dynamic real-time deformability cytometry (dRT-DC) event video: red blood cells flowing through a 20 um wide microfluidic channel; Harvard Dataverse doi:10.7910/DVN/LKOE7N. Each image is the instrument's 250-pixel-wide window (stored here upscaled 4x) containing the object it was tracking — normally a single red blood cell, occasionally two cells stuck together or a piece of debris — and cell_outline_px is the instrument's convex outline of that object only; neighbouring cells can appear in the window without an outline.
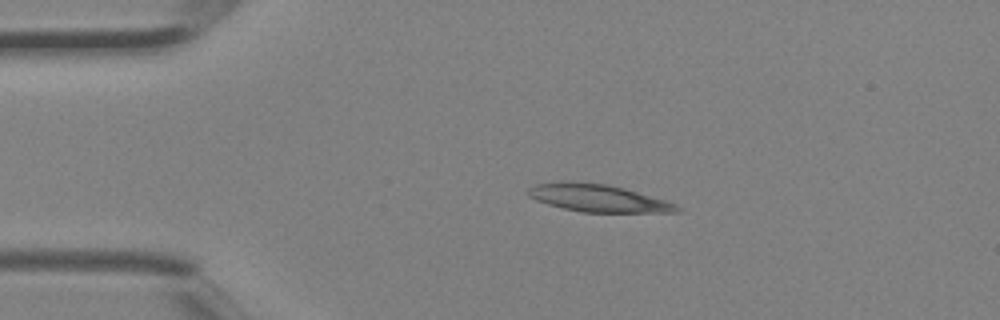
{"species": "Egyptian fruit bat (a non-hibernating species)", "species_latin": "Rousettus aegyptiacus", "temperature_condition": "room temperature", "stored_images_in_passage": 2, "camera_frame_rate_fps": 3000, "um_per_image_px": 0.085, "animal": {"sex": "female"}, "frame": {"image": 1, "passage_image": 1, "time_ms": 0.0, "image_size_px": [1000, 320], "cell_outline_px": [[680, 212], [580, 212], [548, 204], [536, 200], [528, 196], [528, 188], [536, 184], [560, 180], [572, 180], [608, 184], [624, 188], [664, 200], [676, 204], [680, 208]], "centroid_in_image_um": [50.77, 16.81], "position_along_channel_um": 34.2, "area_um2": 23.93}}